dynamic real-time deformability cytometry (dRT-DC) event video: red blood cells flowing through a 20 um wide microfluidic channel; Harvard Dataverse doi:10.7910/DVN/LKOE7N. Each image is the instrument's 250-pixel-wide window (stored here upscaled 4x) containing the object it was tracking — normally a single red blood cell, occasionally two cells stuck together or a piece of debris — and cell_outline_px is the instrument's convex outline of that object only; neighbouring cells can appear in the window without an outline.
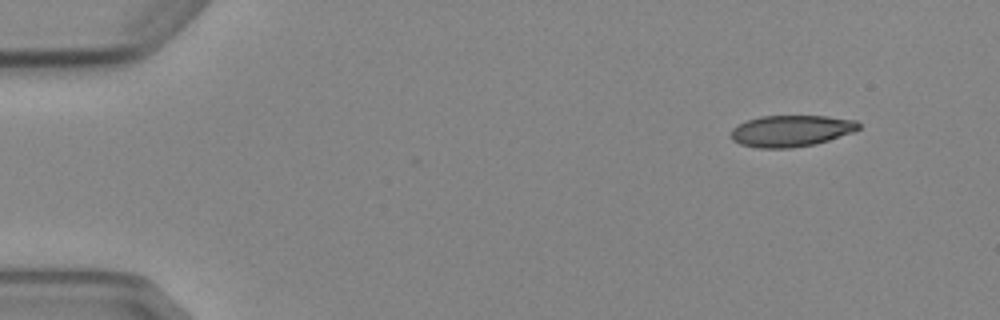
{"species": "Egyptian fruit bat (a non-hibernating species)", "species_latin": "Rousettus aegyptiacus", "temperature_condition": "cold", "stored_images_in_passage": 3, "camera_frame_rate_fps": 3000, "um_per_image_px": 0.085, "animal": {"sex": "female"}, "frame": {"image": 1, "passage_image": 1, "time_ms": 0.0, "image_size_px": [1000, 320], "cell_outline_px": [[860, 128], [852, 132], [816, 144], [792, 148], [756, 148], [740, 144], [732, 140], [732, 128], [736, 124], [760, 116], [828, 116], [856, 120], [860, 124]], "centroid_in_image_um": [67.23, 11.12], "position_along_channel_um": 17.8, "area_um2": 23.47}}
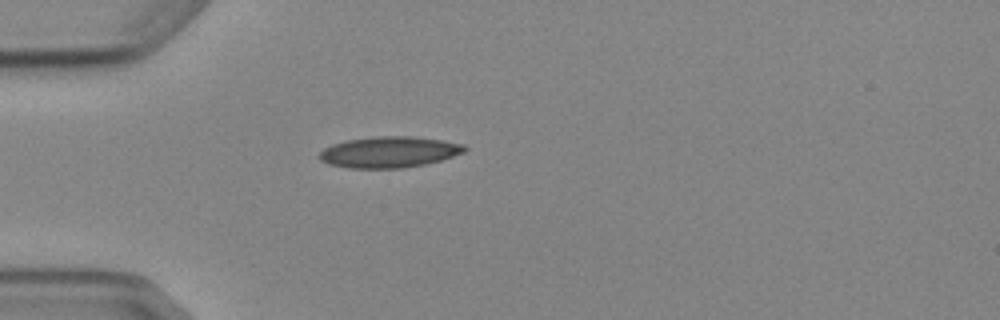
{"frame": {"image": 2, "passage_image": 3, "time_ms": 3.333, "image_size_px": [1000, 320], "cell_outline_px": [[468, 148], [464, 152], [440, 160], [424, 164], [400, 168], [352, 168], [328, 164], [320, 160], [320, 152], [324, 148], [332, 144], [348, 140], [376, 136], [412, 136], [444, 140], [464, 144]], "centroid_in_image_um": [33.09, 12.91], "position_along_channel_um": 51.9, "area_um2": 26.18}}